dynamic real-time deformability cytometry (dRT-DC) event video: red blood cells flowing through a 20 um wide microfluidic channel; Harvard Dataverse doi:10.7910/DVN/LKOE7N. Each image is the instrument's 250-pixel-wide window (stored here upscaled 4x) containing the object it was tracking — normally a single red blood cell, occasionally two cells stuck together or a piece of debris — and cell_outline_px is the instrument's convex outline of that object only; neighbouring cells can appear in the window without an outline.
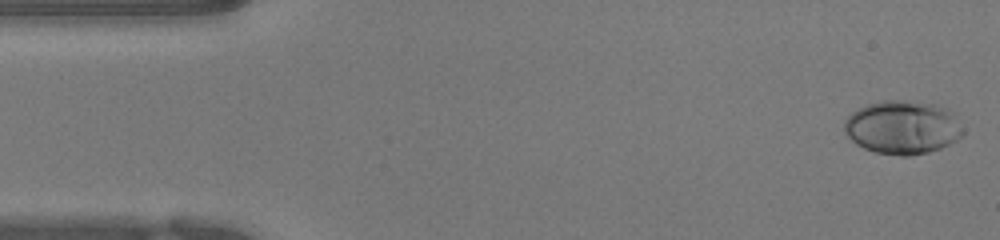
{"species": "human", "species_latin": "Homo sapiens", "temperature_condition": "warm", "stored_images_in_passage": 50, "camera_frame_rate_fps": 3000, "um_per_image_px": 0.085, "donor": {"sex": "female"}, "frame": {"image": 1, "passage_image": 1, "time_ms": 0.0, "image_size_px": [1000, 240], "cell_outline_px": [[964, 132], [956, 140], [940, 148], [928, 152], [908, 156], [900, 156], [876, 152], [864, 148], [856, 144], [844, 132], [844, 120], [852, 112], [868, 104], [880, 100], [904, 100], [936, 104], [948, 108], [952, 112]], "centroid_in_image_um": [76.7, 10.81], "position_along_channel_um": 8.3, "area_um2": 36.99}}
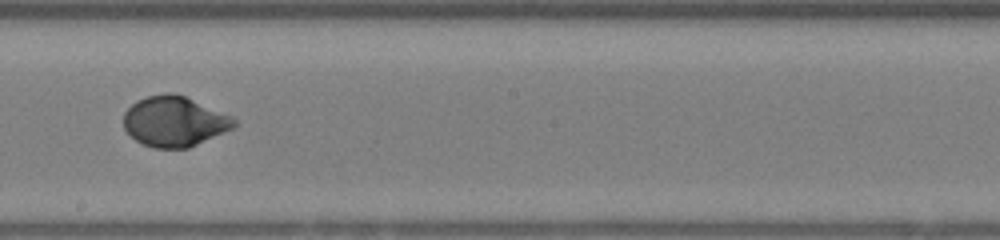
{"frame": {"image": 2, "passage_image": 27, "time_ms": 8.667, "image_size_px": [1000, 240], "cell_outline_px": [[236, 124], [232, 128], [224, 132], [188, 148], [156, 148], [144, 144], [136, 140], [124, 128], [124, 112], [136, 100], [148, 96], [168, 92], [172, 92], [184, 96], [232, 116], [236, 120]], "centroid_in_image_um": [14.81, 10.31], "position_along_channel_um": 233.4, "area_um2": 32.02}}
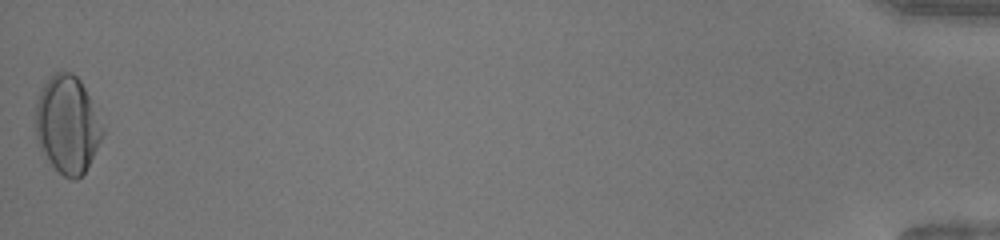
{"frame": {"image": 3, "passage_image": 50, "time_ms": 16.333, "image_size_px": [1000, 240], "cell_outline_px": [[104, 132], [84, 172], [76, 180], [72, 180], [64, 176], [48, 160], [40, 148], [36, 140], [36, 100], [44, 84], [56, 72], [72, 72], [80, 80], [104, 128]], "centroid_in_image_um": [5.7, 10.59], "position_along_channel_um": 429.5, "area_um2": 37.28}, "authors_computed_cell_mechanics": {"area_um2": 32.368, "velocity_mm_per_s": 3.9711, "shape_relaxation_time_tau1_ms": 4.5793, "shape_relaxation_time_tau2_ms": null, "deformation_change_tau1": 0.2078, "deformation_change_tau2": null}}